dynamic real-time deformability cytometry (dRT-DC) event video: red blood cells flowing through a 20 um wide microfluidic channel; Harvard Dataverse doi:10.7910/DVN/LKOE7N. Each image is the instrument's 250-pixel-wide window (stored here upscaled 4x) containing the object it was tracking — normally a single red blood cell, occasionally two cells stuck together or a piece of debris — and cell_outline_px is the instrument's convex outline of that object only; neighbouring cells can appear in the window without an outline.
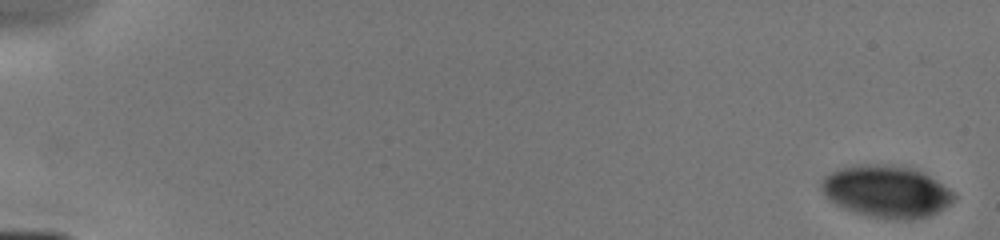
{"species": "human", "species_latin": "Homo sapiens", "temperature_condition": "cold", "stored_images_in_passage": 9, "camera_frame_rate_fps": 3000, "um_per_image_px": 0.085, "donor": {"sex": "male"}, "frame": {"image": 1, "passage_image": 1, "time_ms": 0.0, "image_size_px": [1000, 240], "cell_outline_px": [[956, 196], [944, 208], [928, 216], [912, 220], [888, 220], [852, 212], [828, 200], [824, 196], [820, 188], [820, 184], [824, 176], [840, 168], [856, 164], [892, 164], [912, 168], [924, 172], [956, 192]], "centroid_in_image_um": [75.34, 16.27], "position_along_channel_um": 9.7, "area_um2": 40.81}}
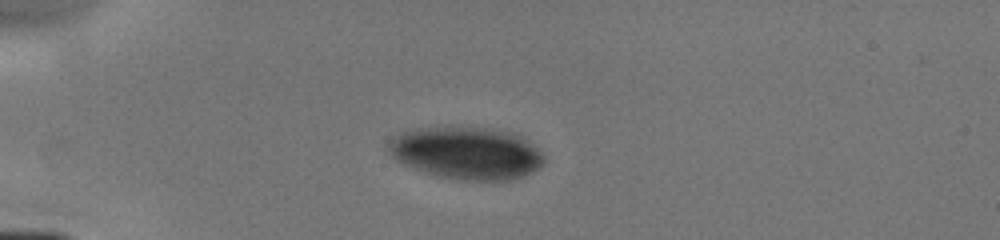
{"frame": {"image": 2, "passage_image": 6, "time_ms": 4.333, "image_size_px": [1000, 240], "cell_outline_px": [[544, 164], [540, 168], [524, 176], [512, 180], [464, 180], [440, 176], [424, 172], [404, 164], [396, 160], [384, 148], [396, 136], [404, 132], [416, 128], [448, 124], [456, 124], [492, 128], [512, 132], [528, 140], [544, 156]], "centroid_in_image_um": [39.65, 12.96], "position_along_channel_um": 45.3, "area_um2": 48.49}}
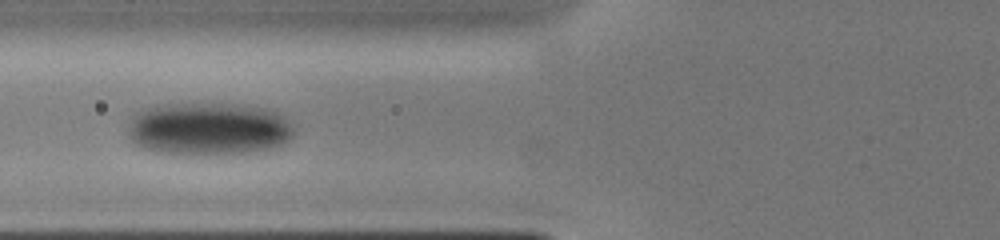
{"frame": {"image": 3, "passage_image": 8, "time_ms": 6.667, "image_size_px": [1000, 240], "cell_outline_px": [[292, 136], [288, 140], [272, 148], [248, 152], [156, 152], [132, 144], [128, 136], [128, 124], [132, 116], [140, 108], [156, 104], [244, 104], [268, 108], [284, 116], [288, 120], [292, 128]], "centroid_in_image_um": [17.66, 10.89], "position_along_channel_um": 108.1, "area_um2": 50.75}}